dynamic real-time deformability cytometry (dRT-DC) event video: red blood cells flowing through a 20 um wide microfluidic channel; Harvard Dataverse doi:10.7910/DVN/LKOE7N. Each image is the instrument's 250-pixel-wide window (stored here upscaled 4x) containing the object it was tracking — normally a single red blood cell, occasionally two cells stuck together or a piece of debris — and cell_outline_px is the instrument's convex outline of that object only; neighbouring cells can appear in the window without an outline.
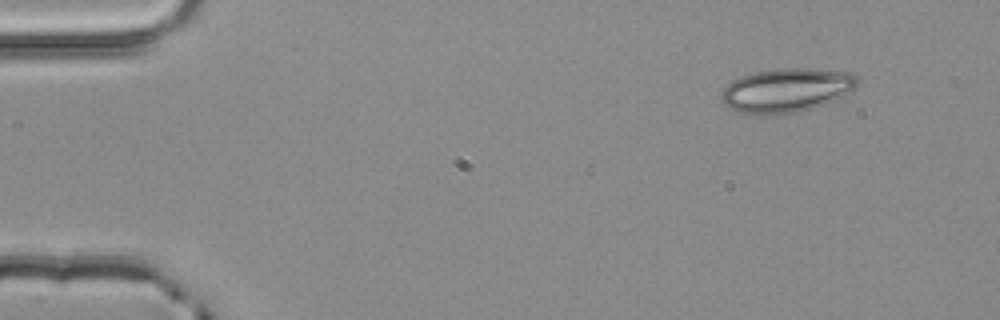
{"species": "common noctule bat (a hibernating species)", "species_latin": "Nyctalus noctula", "temperature_condition": "room temperature", "stored_images_in_passage": 4, "camera_frame_rate_fps": 3000, "um_per_image_px": 0.085, "animal": {"sex": "male", "body_mass_g": 20.4}, "frame": {"image": 1, "passage_image": 1, "time_ms": 0.0, "image_size_px": [1000, 320], "cell_outline_px": [[860, 80], [856, 88], [824, 104], [812, 108], [792, 112], [740, 112], [728, 108], [724, 104], [720, 96], [724, 88], [732, 80], [756, 72], [780, 68], [808, 68], [848, 72], [856, 76]], "centroid_in_image_um": [66.87, 7.63], "position_along_channel_um": 18.1, "area_um2": 33.93}}